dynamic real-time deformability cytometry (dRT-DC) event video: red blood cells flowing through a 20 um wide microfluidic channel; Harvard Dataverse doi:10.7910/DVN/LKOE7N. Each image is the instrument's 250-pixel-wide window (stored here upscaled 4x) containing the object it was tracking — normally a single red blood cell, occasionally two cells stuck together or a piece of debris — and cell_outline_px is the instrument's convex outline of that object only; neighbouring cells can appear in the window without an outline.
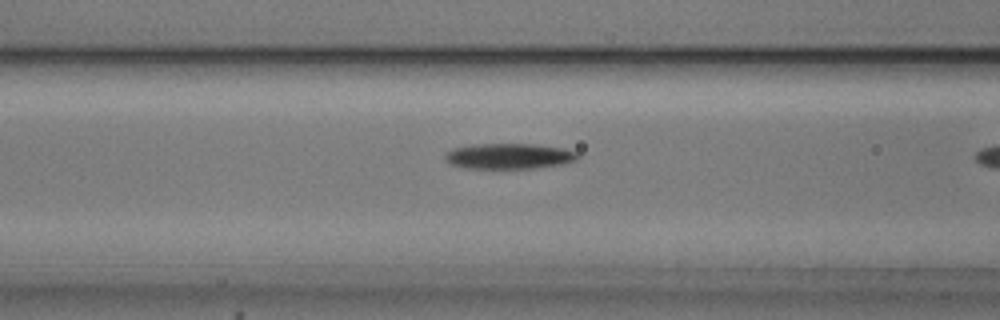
{"species": "common noctule bat (a hibernating species)", "species_latin": "Nyctalus noctula", "temperature_condition": "cold", "stored_images_in_passage": 10, "camera_frame_rate_fps": 3000, "um_per_image_px": 0.085, "animal": {"sex": "male", "body_mass_g": 20.5, "forearm_length_mm": 52.5}, "frame": {"image": 1, "passage_image": 9, "time_ms": 2.667, "image_size_px": [1000, 320], "cell_outline_px": [[580, 156], [576, 160], [564, 164], [536, 168], [464, 168], [452, 164], [444, 160], [444, 156], [452, 148], [472, 144], [532, 144], [564, 148], [576, 152]], "centroid_in_image_um": [43.27, 13.27], "position_along_channel_um": 123.3, "area_um2": 19.83}}